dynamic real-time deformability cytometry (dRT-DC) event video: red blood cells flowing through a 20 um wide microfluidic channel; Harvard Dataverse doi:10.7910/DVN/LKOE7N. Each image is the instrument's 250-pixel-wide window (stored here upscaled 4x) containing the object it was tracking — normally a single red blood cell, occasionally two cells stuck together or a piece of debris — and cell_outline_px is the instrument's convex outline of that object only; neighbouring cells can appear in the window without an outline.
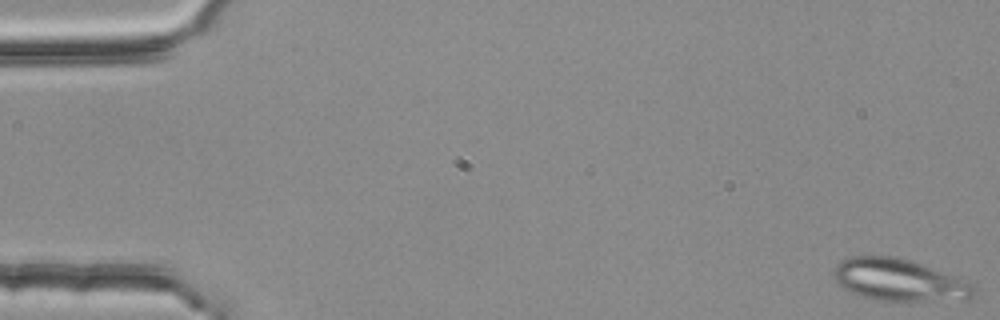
{"species": "common noctule bat (a hibernating species)", "species_latin": "Nyctalus noctula", "temperature_condition": "room temperature", "stored_images_in_passage": 4, "camera_frame_rate_fps": 3000, "um_per_image_px": 0.085, "animal": {"sex": "female", "body_mass_g": 25.1}, "frame": {"image": 1, "passage_image": 1, "time_ms": 0.0, "image_size_px": [1000, 320], "cell_outline_px": [[976, 296], [968, 300], [908, 304], [876, 300], [852, 292], [844, 288], [836, 280], [832, 272], [836, 264], [840, 260], [852, 256], [896, 256], [920, 264], [972, 284], [976, 288]], "centroid_in_image_um": [76.46, 23.87], "position_along_channel_um": 8.5, "area_um2": 35.08}}